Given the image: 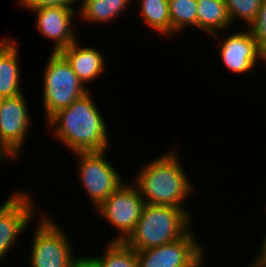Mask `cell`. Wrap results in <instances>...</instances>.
Here are the masks:
<instances>
[{
    "label": "cell",
    "mask_w": 266,
    "mask_h": 267,
    "mask_svg": "<svg viewBox=\"0 0 266 267\" xmlns=\"http://www.w3.org/2000/svg\"><path fill=\"white\" fill-rule=\"evenodd\" d=\"M167 152L140 167L132 181L146 204L188 210L185 201L194 193L193 183L179 162L177 151Z\"/></svg>",
    "instance_id": "2"
},
{
    "label": "cell",
    "mask_w": 266,
    "mask_h": 267,
    "mask_svg": "<svg viewBox=\"0 0 266 267\" xmlns=\"http://www.w3.org/2000/svg\"><path fill=\"white\" fill-rule=\"evenodd\" d=\"M232 24L224 0H199L197 1V29L208 32L219 40L221 31L225 33ZM227 30V31H226Z\"/></svg>",
    "instance_id": "15"
},
{
    "label": "cell",
    "mask_w": 266,
    "mask_h": 267,
    "mask_svg": "<svg viewBox=\"0 0 266 267\" xmlns=\"http://www.w3.org/2000/svg\"><path fill=\"white\" fill-rule=\"evenodd\" d=\"M37 220L30 240V267H72L80 257L75 258L67 231L51 215L41 214Z\"/></svg>",
    "instance_id": "5"
},
{
    "label": "cell",
    "mask_w": 266,
    "mask_h": 267,
    "mask_svg": "<svg viewBox=\"0 0 266 267\" xmlns=\"http://www.w3.org/2000/svg\"><path fill=\"white\" fill-rule=\"evenodd\" d=\"M171 38L188 29L197 28V1L168 0Z\"/></svg>",
    "instance_id": "19"
},
{
    "label": "cell",
    "mask_w": 266,
    "mask_h": 267,
    "mask_svg": "<svg viewBox=\"0 0 266 267\" xmlns=\"http://www.w3.org/2000/svg\"><path fill=\"white\" fill-rule=\"evenodd\" d=\"M194 236L192 229L182 238L146 250L137 251L138 267H202L203 245Z\"/></svg>",
    "instance_id": "8"
},
{
    "label": "cell",
    "mask_w": 266,
    "mask_h": 267,
    "mask_svg": "<svg viewBox=\"0 0 266 267\" xmlns=\"http://www.w3.org/2000/svg\"><path fill=\"white\" fill-rule=\"evenodd\" d=\"M219 57L226 69L235 74H247L252 72L256 65L264 61L266 58L260 53L257 42L253 34L246 28L244 31L221 36Z\"/></svg>",
    "instance_id": "11"
},
{
    "label": "cell",
    "mask_w": 266,
    "mask_h": 267,
    "mask_svg": "<svg viewBox=\"0 0 266 267\" xmlns=\"http://www.w3.org/2000/svg\"><path fill=\"white\" fill-rule=\"evenodd\" d=\"M12 159L1 147H0V165L3 164V162L6 164L7 160ZM6 161V162H5ZM2 162V163H1Z\"/></svg>",
    "instance_id": "25"
},
{
    "label": "cell",
    "mask_w": 266,
    "mask_h": 267,
    "mask_svg": "<svg viewBox=\"0 0 266 267\" xmlns=\"http://www.w3.org/2000/svg\"><path fill=\"white\" fill-rule=\"evenodd\" d=\"M17 41L6 35L0 40V99L23 92Z\"/></svg>",
    "instance_id": "14"
},
{
    "label": "cell",
    "mask_w": 266,
    "mask_h": 267,
    "mask_svg": "<svg viewBox=\"0 0 266 267\" xmlns=\"http://www.w3.org/2000/svg\"><path fill=\"white\" fill-rule=\"evenodd\" d=\"M89 258L96 267H138L137 251L120 241H108L101 256Z\"/></svg>",
    "instance_id": "18"
},
{
    "label": "cell",
    "mask_w": 266,
    "mask_h": 267,
    "mask_svg": "<svg viewBox=\"0 0 266 267\" xmlns=\"http://www.w3.org/2000/svg\"><path fill=\"white\" fill-rule=\"evenodd\" d=\"M77 39L59 53L67 60L72 70L86 87L88 82L95 81L106 69L105 54L92 46L82 47Z\"/></svg>",
    "instance_id": "13"
},
{
    "label": "cell",
    "mask_w": 266,
    "mask_h": 267,
    "mask_svg": "<svg viewBox=\"0 0 266 267\" xmlns=\"http://www.w3.org/2000/svg\"><path fill=\"white\" fill-rule=\"evenodd\" d=\"M248 29L253 34L260 53L266 58V0H263L258 15Z\"/></svg>",
    "instance_id": "21"
},
{
    "label": "cell",
    "mask_w": 266,
    "mask_h": 267,
    "mask_svg": "<svg viewBox=\"0 0 266 267\" xmlns=\"http://www.w3.org/2000/svg\"><path fill=\"white\" fill-rule=\"evenodd\" d=\"M144 205L136 185L133 182H123L96 208L99 216L111 224L110 226L117 228L118 235L116 233L109 241L124 242L128 238L140 219Z\"/></svg>",
    "instance_id": "7"
},
{
    "label": "cell",
    "mask_w": 266,
    "mask_h": 267,
    "mask_svg": "<svg viewBox=\"0 0 266 267\" xmlns=\"http://www.w3.org/2000/svg\"><path fill=\"white\" fill-rule=\"evenodd\" d=\"M227 12L233 26L236 21L246 22L245 28H248L258 15L263 0H224Z\"/></svg>",
    "instance_id": "20"
},
{
    "label": "cell",
    "mask_w": 266,
    "mask_h": 267,
    "mask_svg": "<svg viewBox=\"0 0 266 267\" xmlns=\"http://www.w3.org/2000/svg\"><path fill=\"white\" fill-rule=\"evenodd\" d=\"M26 101L24 92L0 99V147L13 160L20 158L29 127H32Z\"/></svg>",
    "instance_id": "9"
},
{
    "label": "cell",
    "mask_w": 266,
    "mask_h": 267,
    "mask_svg": "<svg viewBox=\"0 0 266 267\" xmlns=\"http://www.w3.org/2000/svg\"><path fill=\"white\" fill-rule=\"evenodd\" d=\"M264 239L261 241V246L257 250V255L253 261L248 264V267H266V233H264Z\"/></svg>",
    "instance_id": "23"
},
{
    "label": "cell",
    "mask_w": 266,
    "mask_h": 267,
    "mask_svg": "<svg viewBox=\"0 0 266 267\" xmlns=\"http://www.w3.org/2000/svg\"><path fill=\"white\" fill-rule=\"evenodd\" d=\"M46 67V68H45ZM43 73L42 103L46 122L90 89L85 87L59 52H51Z\"/></svg>",
    "instance_id": "4"
},
{
    "label": "cell",
    "mask_w": 266,
    "mask_h": 267,
    "mask_svg": "<svg viewBox=\"0 0 266 267\" xmlns=\"http://www.w3.org/2000/svg\"><path fill=\"white\" fill-rule=\"evenodd\" d=\"M80 7L77 11L78 17L86 22L93 24L112 23L123 11L128 9L127 6L133 0H80ZM122 12V13H121Z\"/></svg>",
    "instance_id": "16"
},
{
    "label": "cell",
    "mask_w": 266,
    "mask_h": 267,
    "mask_svg": "<svg viewBox=\"0 0 266 267\" xmlns=\"http://www.w3.org/2000/svg\"><path fill=\"white\" fill-rule=\"evenodd\" d=\"M106 151L73 153L77 158L79 182L94 209L124 182L117 167L104 157Z\"/></svg>",
    "instance_id": "6"
},
{
    "label": "cell",
    "mask_w": 266,
    "mask_h": 267,
    "mask_svg": "<svg viewBox=\"0 0 266 267\" xmlns=\"http://www.w3.org/2000/svg\"><path fill=\"white\" fill-rule=\"evenodd\" d=\"M79 0H18L20 7L27 9L32 12L36 9L46 8V7H66L76 9V3Z\"/></svg>",
    "instance_id": "22"
},
{
    "label": "cell",
    "mask_w": 266,
    "mask_h": 267,
    "mask_svg": "<svg viewBox=\"0 0 266 267\" xmlns=\"http://www.w3.org/2000/svg\"><path fill=\"white\" fill-rule=\"evenodd\" d=\"M33 12L36 14L34 23L39 34L53 40L52 52H59L80 39L76 33L77 26H74L73 21L74 18H78L77 10L66 7H46Z\"/></svg>",
    "instance_id": "12"
},
{
    "label": "cell",
    "mask_w": 266,
    "mask_h": 267,
    "mask_svg": "<svg viewBox=\"0 0 266 267\" xmlns=\"http://www.w3.org/2000/svg\"><path fill=\"white\" fill-rule=\"evenodd\" d=\"M191 219L189 210L145 203L135 229L124 242L136 251L174 242L191 230Z\"/></svg>",
    "instance_id": "3"
},
{
    "label": "cell",
    "mask_w": 266,
    "mask_h": 267,
    "mask_svg": "<svg viewBox=\"0 0 266 267\" xmlns=\"http://www.w3.org/2000/svg\"><path fill=\"white\" fill-rule=\"evenodd\" d=\"M72 267H96L88 257L80 256V259Z\"/></svg>",
    "instance_id": "24"
},
{
    "label": "cell",
    "mask_w": 266,
    "mask_h": 267,
    "mask_svg": "<svg viewBox=\"0 0 266 267\" xmlns=\"http://www.w3.org/2000/svg\"><path fill=\"white\" fill-rule=\"evenodd\" d=\"M31 192L16 190L8 196L0 207V261L7 257L11 247L26 232L28 224L36 217L38 206L34 203ZM37 207V208H36ZM36 209V210H35ZM36 211V212H35Z\"/></svg>",
    "instance_id": "10"
},
{
    "label": "cell",
    "mask_w": 266,
    "mask_h": 267,
    "mask_svg": "<svg viewBox=\"0 0 266 267\" xmlns=\"http://www.w3.org/2000/svg\"><path fill=\"white\" fill-rule=\"evenodd\" d=\"M140 3V4H139ZM139 15L141 21L155 30L161 37H171V20L169 16L168 0H140Z\"/></svg>",
    "instance_id": "17"
},
{
    "label": "cell",
    "mask_w": 266,
    "mask_h": 267,
    "mask_svg": "<svg viewBox=\"0 0 266 267\" xmlns=\"http://www.w3.org/2000/svg\"><path fill=\"white\" fill-rule=\"evenodd\" d=\"M90 92L58 111L46 122L48 131L53 130L54 138L72 153L110 148L107 123Z\"/></svg>",
    "instance_id": "1"
}]
</instances>
